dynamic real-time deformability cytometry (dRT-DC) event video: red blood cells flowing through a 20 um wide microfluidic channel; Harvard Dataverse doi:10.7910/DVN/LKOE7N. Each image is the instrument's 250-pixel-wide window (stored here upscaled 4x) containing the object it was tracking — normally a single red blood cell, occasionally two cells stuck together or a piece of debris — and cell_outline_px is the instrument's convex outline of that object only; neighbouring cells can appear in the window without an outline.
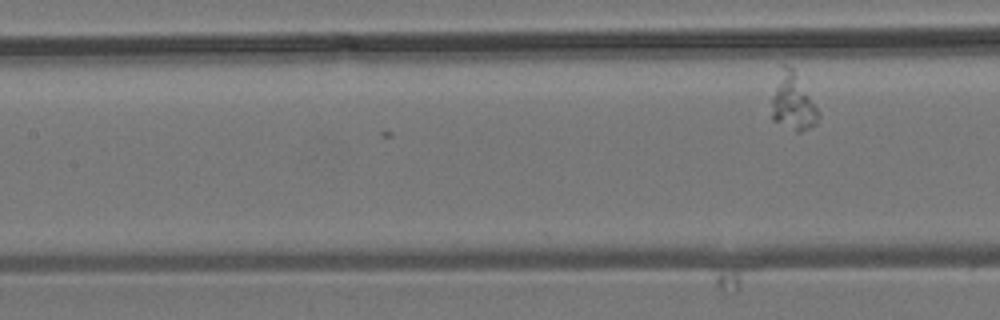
{"species": "common noctule bat (a hibernating species)", "species_latin": "Nyctalus noctula", "temperature_condition": "room temperature", "stored_images_in_passage": 7, "segment_of_instrument_passage": [2, 2], "camera_frame_rate_fps": 3000, "um_per_image_px": 0.085, "animal": {"sex": "male", "body_mass_g": 19.2, "forearm_length_mm": 51.8}, "frame": {"image": 1, "passage_image": 7, "time_ms": 8.667, "image_size_px": [1000, 320], "cell_outline_px": [[820, 116], [816, 124], [800, 132], [796, 132], [772, 120], [772, 100], [780, 64], [788, 64], [796, 72], [820, 112]], "centroid_in_image_um": [67.4, 8.66], "position_along_channel_um": 140.0, "area_um2": 15.61}}